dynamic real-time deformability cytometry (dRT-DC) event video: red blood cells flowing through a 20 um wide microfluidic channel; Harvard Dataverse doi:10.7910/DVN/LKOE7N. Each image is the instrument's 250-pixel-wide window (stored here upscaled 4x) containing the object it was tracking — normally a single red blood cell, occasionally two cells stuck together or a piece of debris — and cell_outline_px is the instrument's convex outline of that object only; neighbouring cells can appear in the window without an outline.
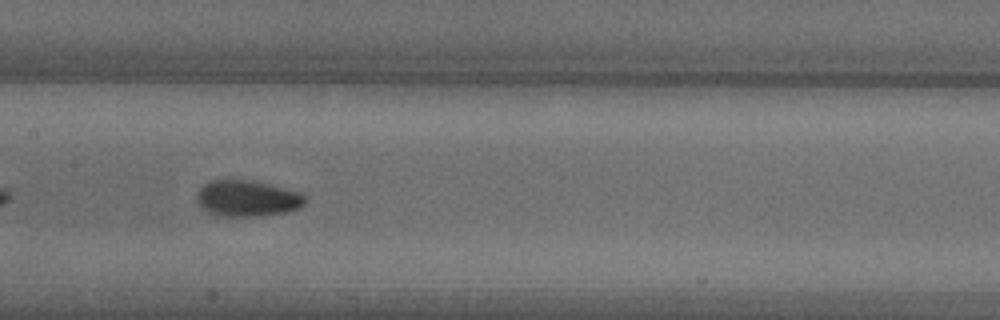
{"species": "common noctule bat (a hibernating species)", "species_latin": "Nyctalus noctula", "temperature_condition": "warm", "stored_images_in_passage": 34, "camera_frame_rate_fps": 3000, "um_per_image_px": 0.085, "animal": {"sex": "male", "body_mass_g": 18.8}, "frame": {"image": 1, "passage_image": 10, "time_ms": 3.0, "image_size_px": [1000, 320], "cell_outline_px": [[308, 200], [304, 204], [288, 212], [260, 216], [212, 216], [196, 200], [196, 192], [204, 184], [212, 180], [252, 180], [304, 192], [308, 196]], "centroid_in_image_um": [21.06, 16.86], "position_along_channel_um": 186.3, "area_um2": 23.24}}
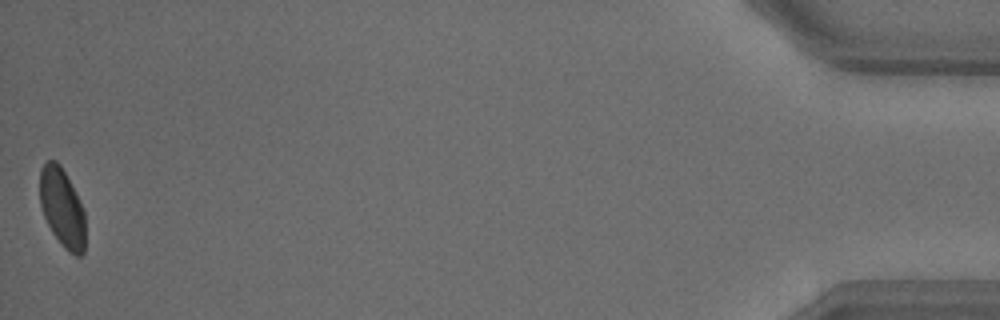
{"frame": {"image": 2, "passage_image": 34, "time_ms": 11.0, "image_size_px": [1000, 320], "cell_outline_px": [[84, 252], [80, 256], [76, 256], [68, 252], [64, 248], [52, 232], [44, 216], [40, 204], [40, 168], [48, 160], [56, 160], [60, 164], [76, 192], [84, 212]], "centroid_in_image_um": [5.27, 17.65], "position_along_channel_um": 429.9, "area_um2": 20.81}, "authors_computed_cell_mechanics": {"area_um2": 22.0218, "velocity_mm_per_s": 4.2175, "shape_relaxation_time_tau1_ms": 3.5344, "shape_relaxation_time_tau2_ms": 1.3621, "deformation_change_tau1": 0.1033, "deformation_change_tau2": 0.0447}}